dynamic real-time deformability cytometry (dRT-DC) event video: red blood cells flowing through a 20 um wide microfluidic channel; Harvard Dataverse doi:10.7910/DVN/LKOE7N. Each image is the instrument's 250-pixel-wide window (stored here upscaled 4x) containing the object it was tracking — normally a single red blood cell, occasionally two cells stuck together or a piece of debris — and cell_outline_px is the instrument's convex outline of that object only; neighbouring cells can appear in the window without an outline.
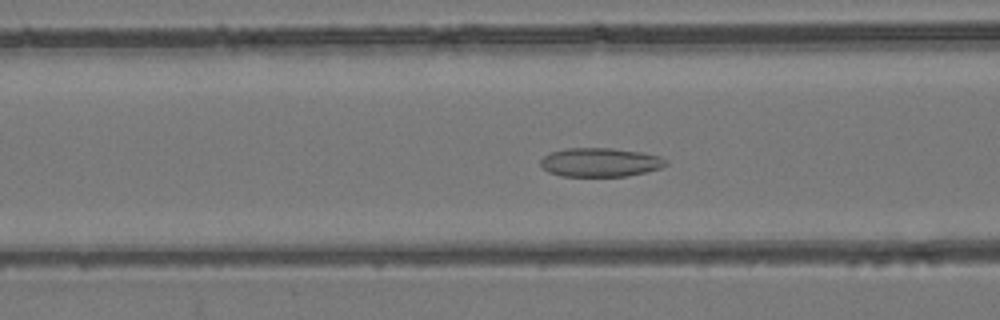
{"species": "common noctule bat (a hibernating species)", "species_latin": "Nyctalus noctula", "temperature_condition": "room temperature", "stored_images_in_passage": 47, "camera_frame_rate_fps": 3000, "um_per_image_px": 0.085, "animal": {"sex": "female", "body_mass_g": 24.6, "forearm_length_mm": 56.2}, "frame": {"image": 1, "passage_image": 22, "time_ms": 7.0, "image_size_px": [1000, 320], "cell_outline_px": [[668, 164], [660, 168], [644, 172], [624, 176], [560, 176], [548, 172], [540, 164], [540, 160], [544, 156], [552, 152], [568, 148], [612, 148], [640, 152], [660, 156]], "centroid_in_image_um": [50.99, 13.8], "position_along_channel_um": 115.6, "area_um2": 20.87}}
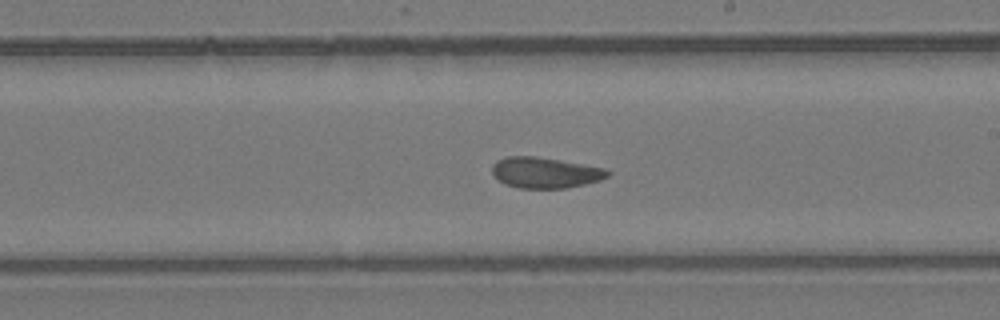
{"frame": {"image": 2, "passage_image": 32, "time_ms": 10.333, "image_size_px": [1000, 320], "cell_outline_px": [[612, 172], [608, 176], [600, 180], [584, 184], [564, 188], [520, 188], [508, 184], [500, 180], [492, 172], [492, 164], [496, 160], [504, 156], [536, 156], [604, 168]], "centroid_in_image_um": [46.33, 14.66], "position_along_channel_um": 242.7, "area_um2": 20.52}}
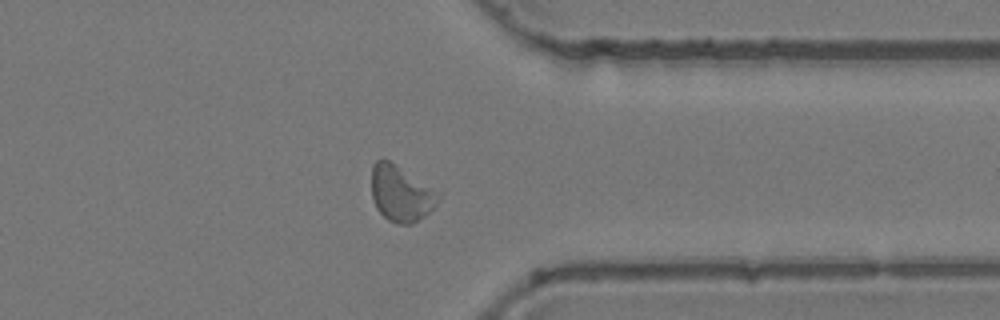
{"frame": {"image": 3, "passage_image": 43, "time_ms": 14.0, "image_size_px": [1000, 320], "cell_outline_px": [[436, 204], [424, 216], [412, 224], [396, 224], [388, 220], [376, 208], [372, 196], [372, 164], [376, 160], [388, 160], [424, 188], [428, 192]], "centroid_in_image_um": [33.88, 16.53], "position_along_channel_um": 377.5, "area_um2": 19.65}, "authors_computed_cell_mechanics": {"area_um2": 21.4438, "velocity_mm_per_s": 3.8137, "shape_relaxation_time_tau1_ms": null, "shape_relaxation_time_tau2_ms": 2.022, "deformation_change_tau1": null, "deformation_change_tau2": 0.0712}}